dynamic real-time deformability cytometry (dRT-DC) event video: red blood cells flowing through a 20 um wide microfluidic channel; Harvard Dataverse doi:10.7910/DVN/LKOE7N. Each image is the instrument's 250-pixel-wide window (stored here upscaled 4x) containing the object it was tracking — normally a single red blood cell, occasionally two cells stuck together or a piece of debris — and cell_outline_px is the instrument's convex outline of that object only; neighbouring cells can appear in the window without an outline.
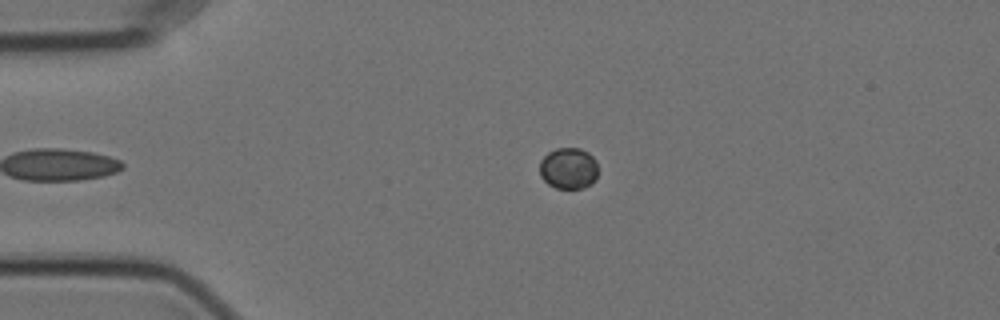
{"species": "Egyptian fruit bat (a non-hibernating species)", "species_latin": "Rousettus aegyptiacus", "temperature_condition": "cold", "stored_images_in_passage": 48, "camera_frame_rate_fps": 3000, "um_per_image_px": 0.085, "animal": {"sex": "female"}, "frame": {"image": 1, "passage_image": 4, "time_ms": 1.0, "image_size_px": [1000, 320], "cell_outline_px": [[596, 180], [592, 184], [584, 188], [556, 188], [548, 184], [540, 176], [540, 160], [548, 152], [556, 148], [580, 148], [588, 152], [596, 160]], "centroid_in_image_um": [48.32, 14.31], "position_along_channel_um": 36.7, "area_um2": 14.16}}
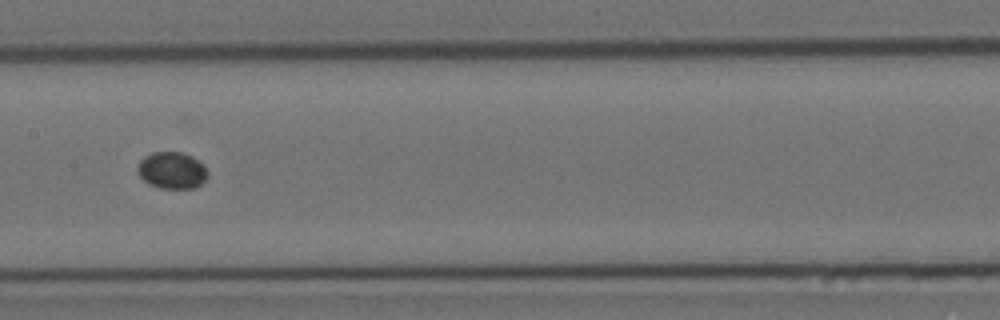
{"frame": {"image": 2, "passage_image": 20, "time_ms": 6.333, "image_size_px": [1000, 320], "cell_outline_px": [[208, 176], [196, 188], [160, 188], [148, 184], [136, 172], [136, 168], [140, 160], [144, 156], [152, 152], [180, 152], [192, 156], [204, 164], [208, 172]], "centroid_in_image_um": [14.6, 14.48], "position_along_channel_um": 192.8, "area_um2": 15.2}}
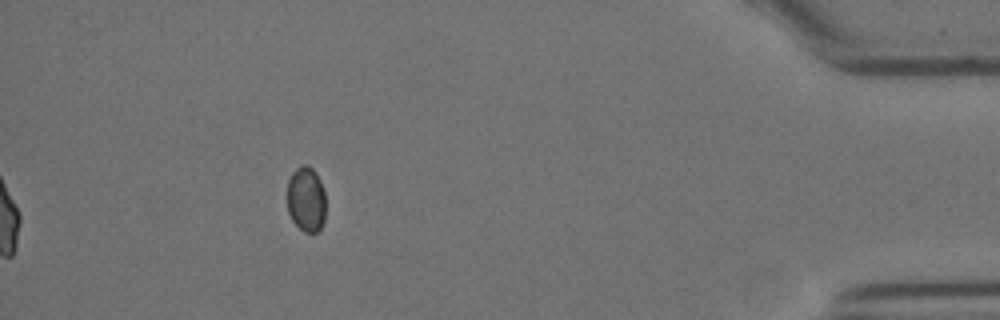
{"frame": {"image": 3, "passage_image": 43, "time_ms": 14.0, "image_size_px": [1000, 320], "cell_outline_px": [[324, 220], [320, 228], [316, 232], [304, 232], [292, 220], [288, 212], [288, 180], [292, 172], [300, 164], [308, 164], [316, 172], [324, 188]], "centroid_in_image_um": [26.02, 16.9], "position_along_channel_um": 409.2, "area_um2": 14.68}}